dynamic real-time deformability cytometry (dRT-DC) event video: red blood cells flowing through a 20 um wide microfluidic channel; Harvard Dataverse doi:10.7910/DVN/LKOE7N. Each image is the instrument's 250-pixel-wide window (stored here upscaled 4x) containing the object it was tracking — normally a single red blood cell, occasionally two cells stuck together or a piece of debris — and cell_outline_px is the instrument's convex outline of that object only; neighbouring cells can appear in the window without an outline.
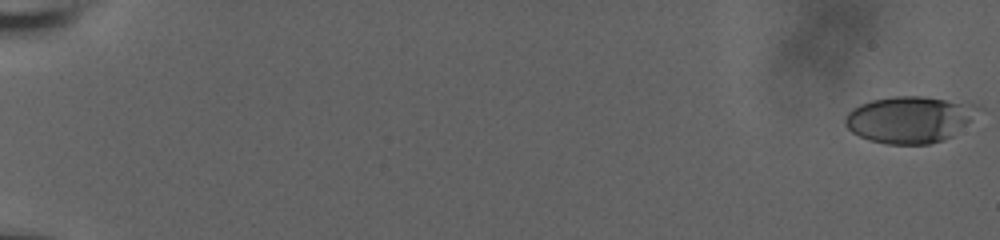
{"species": "human", "species_latin": "Homo sapiens", "temperature_condition": "room temperature", "stored_images_in_passage": 56, "camera_frame_rate_fps": 3000, "um_per_image_px": 0.085, "donor": {"sex": "male"}, "frame": {"image": 1, "passage_image": 1, "time_ms": 0.0, "image_size_px": [1000, 240], "cell_outline_px": [[984, 108], [952, 136], [944, 140], [928, 144], [884, 144], [868, 140], [852, 132], [844, 124], [844, 120], [848, 112], [852, 108], [860, 104], [872, 100], [892, 96], [924, 96], [976, 104]], "centroid_in_image_um": [77.32, 10.15], "position_along_channel_um": 7.7, "area_um2": 36.36}}
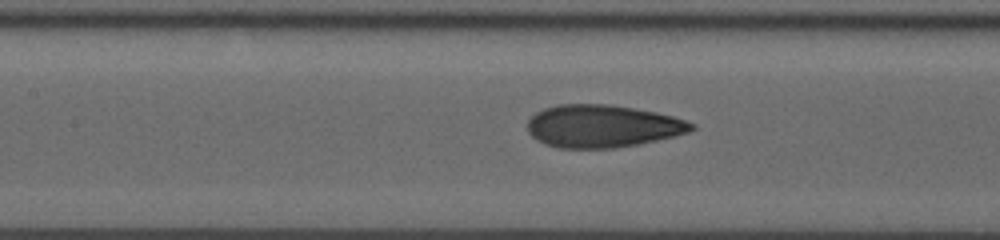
{"frame": {"image": 2, "passage_image": 31, "time_ms": 10.0, "image_size_px": [1000, 240], "cell_outline_px": [[696, 128], [688, 132], [656, 140], [636, 144], [612, 148], [560, 148], [544, 144], [536, 140], [528, 132], [528, 120], [536, 112], [544, 108], [556, 104], [608, 104], [656, 112], [672, 116], [696, 124]], "centroid_in_image_um": [51.17, 10.72], "position_along_channel_um": 156.2, "area_um2": 40.58}}
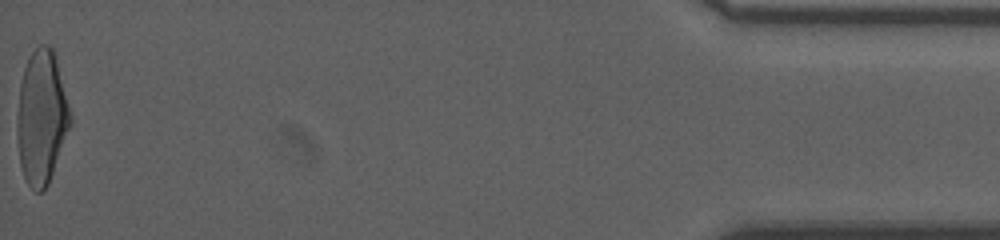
{"frame": {"image": 3, "passage_image": 56, "time_ms": 18.333, "image_size_px": [1000, 240], "cell_outline_px": [[72, 124], [48, 184], [40, 192], [36, 192], [28, 184], [24, 176], [20, 164], [16, 132], [16, 128], [20, 84], [24, 68], [28, 56], [40, 44], [48, 44], [52, 48], [56, 56], [72, 116]], "centroid_in_image_um": [3.55, 9.95], "position_along_channel_um": 431.7, "area_um2": 41.67}, "authors_computed_cell_mechanics": {"area_um2": 39.3329, "velocity_mm_per_s": 3.7485, "shape_relaxation_time_tau1_ms": 6.4988, "shape_relaxation_time_tau2_ms": 0.968, "deformation_change_tau1": 0.2113, "deformation_change_tau2": 0.0734}}